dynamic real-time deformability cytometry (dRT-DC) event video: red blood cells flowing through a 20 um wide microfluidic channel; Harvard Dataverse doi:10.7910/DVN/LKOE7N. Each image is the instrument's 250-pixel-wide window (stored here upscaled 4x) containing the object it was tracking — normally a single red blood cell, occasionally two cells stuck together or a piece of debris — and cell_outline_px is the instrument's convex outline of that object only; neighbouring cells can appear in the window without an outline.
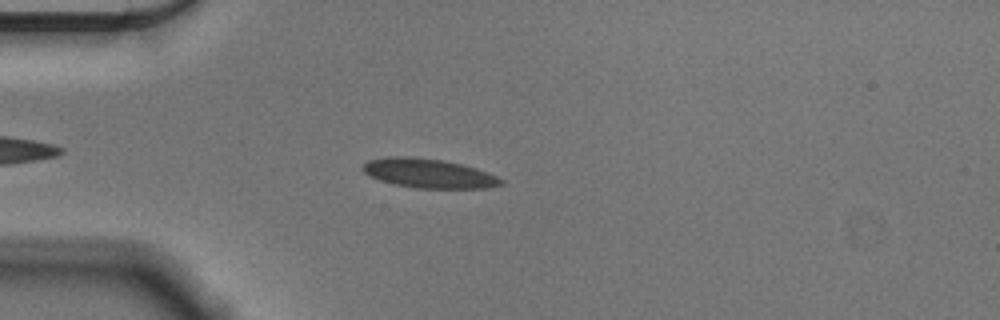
{"species": "Egyptian fruit bat (a non-hibernating species)", "species_latin": "Rousettus aegyptiacus", "temperature_condition": "cold", "stored_images_in_passage": 48, "camera_frame_rate_fps": 3000, "um_per_image_px": 0.085, "animal": {"sex": "male"}, "frame": {"image": 1, "passage_image": 7, "time_ms": 2.0, "image_size_px": [1000, 320], "cell_outline_px": [[504, 184], [488, 188], [416, 188], [396, 184], [380, 180], [368, 176], [360, 168], [368, 160], [388, 156], [408, 156], [444, 160], [476, 168], [496, 176], [504, 180]], "centroid_in_image_um": [36.42, 14.73], "position_along_channel_um": 48.6, "area_um2": 23.58}}
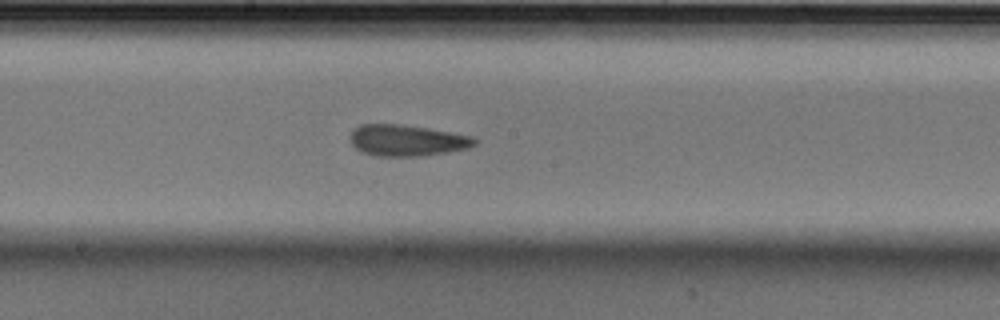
{"frame": {"image": 2, "passage_image": 22, "time_ms": 7.0, "image_size_px": [1000, 320], "cell_outline_px": [[480, 140], [476, 144], [468, 148], [424, 156], [376, 156], [360, 152], [348, 140], [348, 136], [352, 128], [360, 124], [404, 124], [428, 128], [472, 136]], "centroid_in_image_um": [34.54, 11.93], "position_along_channel_um": 213.7, "area_um2": 23.12}}
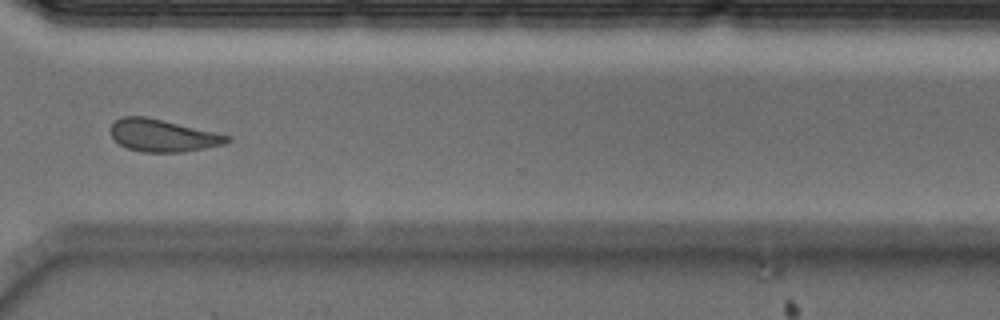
{"frame": {"image": 3, "passage_image": 34, "time_ms": 11.0, "image_size_px": [1000, 320], "cell_outline_px": [[232, 140], [224, 144], [184, 152], [140, 152], [128, 148], [120, 144], [112, 136], [112, 124], [120, 116], [148, 116], [232, 136]], "centroid_in_image_um": [13.86, 11.51], "position_along_channel_um": 356.7, "area_um2": 21.96}, "authors_computed_cell_mechanics": {"area_um2": 22.4553, "velocity_mm_per_s": 3.5828, "shape_relaxation_time_tau1_ms": null, "shape_relaxation_time_tau2_ms": 3.9458, "deformation_change_tau1": null, "deformation_change_tau2": 0.0926}}